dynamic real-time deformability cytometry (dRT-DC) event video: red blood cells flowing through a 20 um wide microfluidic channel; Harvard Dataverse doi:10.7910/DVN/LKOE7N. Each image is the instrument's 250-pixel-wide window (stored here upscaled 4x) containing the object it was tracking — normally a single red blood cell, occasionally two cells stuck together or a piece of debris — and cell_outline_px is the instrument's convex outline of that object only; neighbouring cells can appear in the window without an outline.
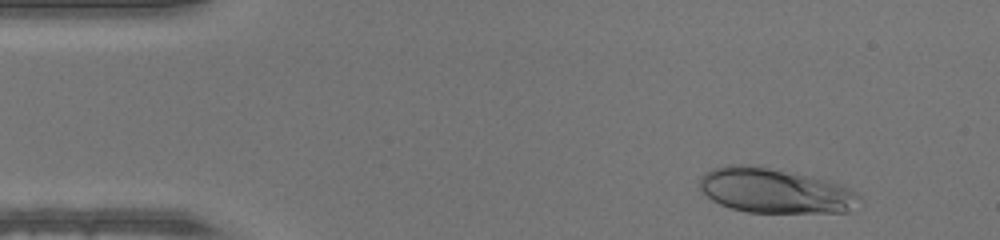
{"species": "human", "species_latin": "Homo sapiens", "temperature_condition": "warm", "stored_images_in_passage": 47, "camera_frame_rate_fps": 3000, "um_per_image_px": 0.085, "donor": {"sex": "male"}, "frame": {"image": 1, "passage_image": 4, "time_ms": 1.0, "image_size_px": [1000, 240], "cell_outline_px": [[860, 196], [848, 212], [748, 212], [732, 208], [720, 204], [712, 200], [700, 188], [700, 176], [704, 172], [712, 168], [728, 164], [740, 164], [768, 168], [812, 176], [840, 184], [856, 192]], "centroid_in_image_um": [65.82, 16.2], "position_along_channel_um": 19.2, "area_um2": 41.21}}
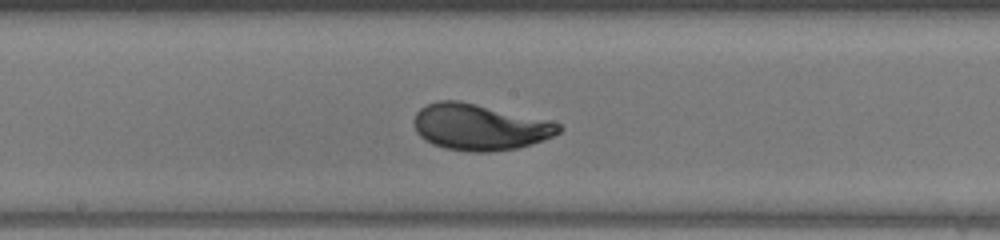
{"frame": {"image": 2, "passage_image": 24, "time_ms": 7.667, "image_size_px": [1000, 240], "cell_outline_px": [[564, 128], [560, 132], [552, 136], [516, 148], [488, 152], [468, 152], [444, 148], [432, 144], [424, 140], [416, 132], [412, 120], [416, 112], [420, 108], [436, 100], [460, 100], [552, 120], [560, 124]], "centroid_in_image_um": [40.74, 10.78], "position_along_channel_um": 207.5, "area_um2": 39.42}}
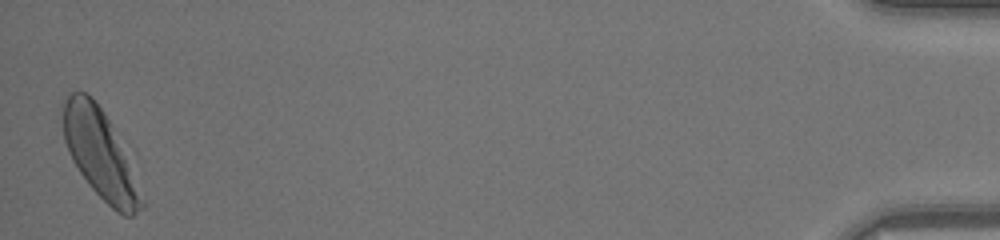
{"frame": {"image": 3, "passage_image": 47, "time_ms": 15.333, "image_size_px": [1000, 240], "cell_outline_px": [[144, 208], [132, 216], [124, 216], [116, 212], [88, 184], [72, 160], [64, 140], [60, 104], [72, 92], [84, 92], [100, 108], [108, 120], [144, 204]], "centroid_in_image_um": [8.39, 13.09], "position_along_channel_um": 426.8, "area_um2": 38.61}}